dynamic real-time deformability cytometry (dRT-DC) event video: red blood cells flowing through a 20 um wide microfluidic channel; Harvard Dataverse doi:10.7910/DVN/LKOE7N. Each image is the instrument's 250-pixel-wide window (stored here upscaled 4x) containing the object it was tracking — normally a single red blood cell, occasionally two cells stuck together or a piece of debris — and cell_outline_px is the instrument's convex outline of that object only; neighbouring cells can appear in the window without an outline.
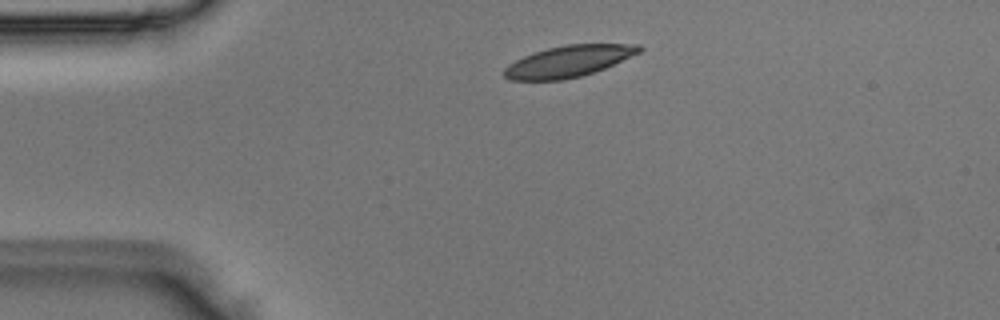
{"species": "Egyptian fruit bat (a non-hibernating species)", "species_latin": "Rousettus aegyptiacus", "temperature_condition": "room temperature", "stored_images_in_passage": 2, "camera_frame_rate_fps": 3000, "um_per_image_px": 0.085, "animal": {"sex": "male"}, "frame": {"image": 1, "passage_image": 1, "time_ms": 0.0, "image_size_px": [1000, 320], "cell_outline_px": [[644, 48], [640, 52], [604, 68], [580, 76], [560, 80], [508, 80], [504, 76], [504, 68], [508, 64], [524, 56], [548, 48], [564, 44], [640, 44]], "centroid_in_image_um": [48.31, 5.2], "position_along_channel_um": 36.7, "area_um2": 24.45}}